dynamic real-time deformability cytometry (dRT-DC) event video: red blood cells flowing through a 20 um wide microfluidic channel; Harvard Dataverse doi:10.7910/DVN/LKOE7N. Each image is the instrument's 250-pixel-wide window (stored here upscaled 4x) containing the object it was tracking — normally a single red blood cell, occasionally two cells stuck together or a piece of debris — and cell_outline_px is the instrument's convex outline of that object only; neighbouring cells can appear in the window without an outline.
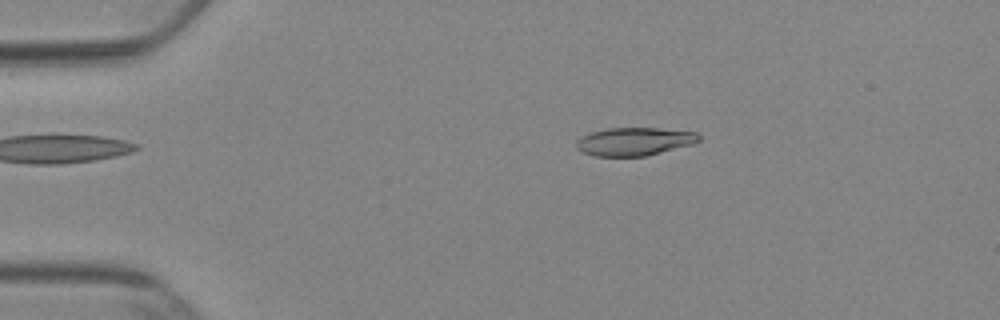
{"species": "Egyptian fruit bat (a non-hibernating species)", "species_latin": "Rousettus aegyptiacus", "temperature_condition": "cold", "stored_images_in_passage": 51, "camera_frame_rate_fps": 3000, "um_per_image_px": 0.085, "animal": {"sex": "female"}, "frame": {"image": 1, "passage_image": 9, "time_ms": 2.667, "image_size_px": [1000, 320], "cell_outline_px": [[700, 140], [696, 144], [644, 156], [592, 156], [576, 148], [576, 140], [580, 136], [592, 132], [608, 128], [656, 128], [696, 132], [700, 136]], "centroid_in_image_um": [53.93, 12.03], "position_along_channel_um": 31.1, "area_um2": 20.17}}
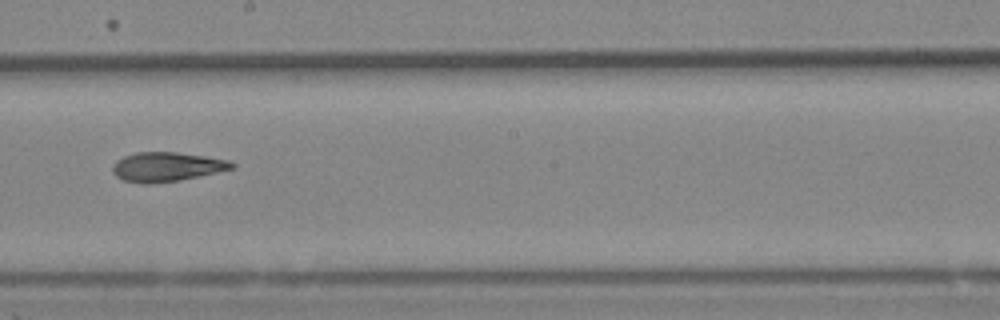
{"frame": {"image": 2, "passage_image": 29, "time_ms": 9.333, "image_size_px": [1000, 320], "cell_outline_px": [[236, 168], [180, 180], [152, 184], [144, 184], [124, 180], [116, 176], [112, 172], [112, 164], [116, 160], [124, 156], [136, 152], [176, 152], [204, 156], [228, 160], [236, 164]], "centroid_in_image_um": [14.15, 14.18], "position_along_channel_um": 234.0, "area_um2": 20.46}}
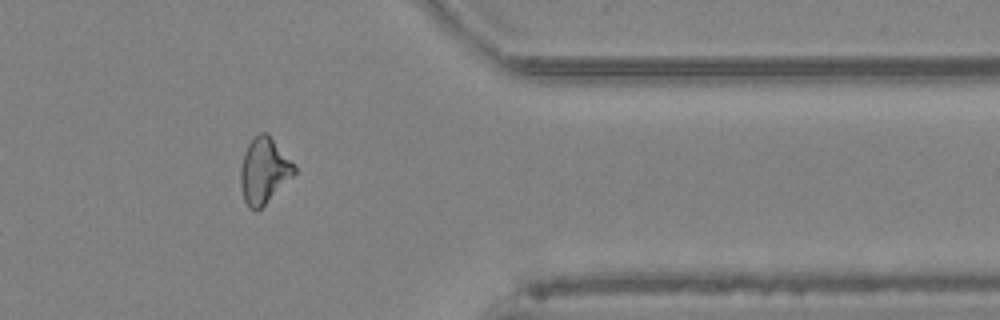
{"frame": {"image": 3, "passage_image": 42, "time_ms": 13.667, "image_size_px": [1000, 320], "cell_outline_px": [[296, 172], [256, 212], [248, 208], [244, 200], [240, 184], [240, 168], [244, 152], [248, 144], [260, 132], [268, 132], [296, 168]], "centroid_in_image_um": [22.4, 14.5], "position_along_channel_um": 389.0, "area_um2": 20.23}, "authors_computed_cell_mechanics": {"area_um2": 20.5768, "velocity_mm_per_s": 3.8995, "shape_relaxation_time_tau1_ms": 9.629, "shape_relaxation_time_tau2_ms": 4.395, "deformation_change_tau1": 0.2224, "deformation_change_tau2": 0.1214}}